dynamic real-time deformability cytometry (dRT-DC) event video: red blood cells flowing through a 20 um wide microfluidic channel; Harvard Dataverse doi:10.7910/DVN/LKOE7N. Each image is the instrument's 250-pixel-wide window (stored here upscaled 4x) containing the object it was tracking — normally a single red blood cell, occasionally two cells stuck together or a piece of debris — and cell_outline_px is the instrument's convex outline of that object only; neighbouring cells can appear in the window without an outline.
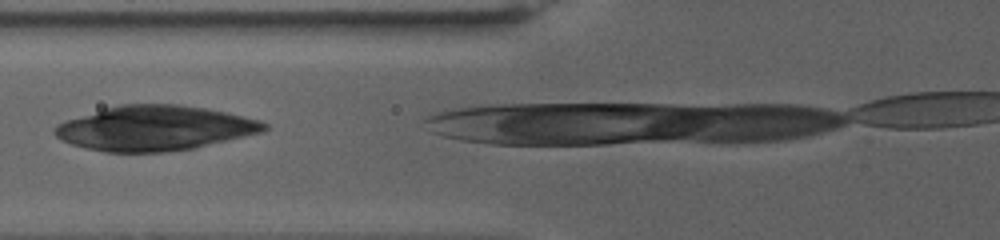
{"species": "human", "species_latin": "Homo sapiens", "temperature_condition": "warm", "stored_images_in_passage": 4, "camera_frame_rate_fps": 3000, "um_per_image_px": 0.085, "donor": {"sex": "female"}, "frame": {"image": 1, "passage_image": 2, "time_ms": 0.333, "image_size_px": [1000, 240], "cell_outline_px": [[268, 128], [260, 132], [196, 148], [164, 152], [104, 152], [84, 148], [60, 140], [52, 132], [60, 124], [68, 120], [104, 108], [120, 104], [176, 104], [204, 108], [224, 112], [260, 120], [268, 124]], "centroid_in_image_um": [13.14, 10.9], "position_along_channel_um": 112.7, "area_um2": 54.33}}